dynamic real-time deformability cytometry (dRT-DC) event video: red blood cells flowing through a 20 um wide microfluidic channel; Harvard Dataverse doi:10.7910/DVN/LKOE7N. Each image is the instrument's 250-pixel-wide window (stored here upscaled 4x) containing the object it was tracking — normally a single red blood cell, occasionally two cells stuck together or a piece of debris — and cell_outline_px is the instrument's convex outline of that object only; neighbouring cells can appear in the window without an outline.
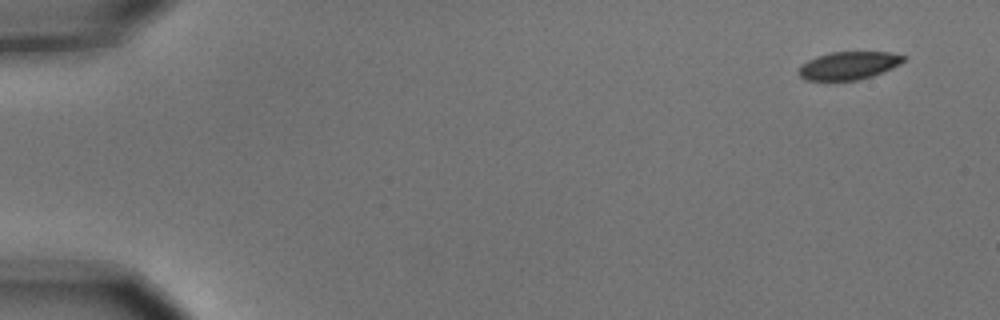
{"species": "common noctule bat (a hibernating species)", "species_latin": "Nyctalus noctula", "temperature_condition": "cold", "stored_images_in_passage": 4, "camera_frame_rate_fps": 3000, "um_per_image_px": 0.085, "animal": {"sex": "male", "body_mass_g": 15.6}, "frame": {"image": 1, "passage_image": 1, "time_ms": 0.0, "image_size_px": [1000, 320], "cell_outline_px": [[908, 56], [900, 64], [892, 68], [872, 76], [856, 80], [804, 80], [796, 72], [800, 64], [816, 56], [832, 52], [892, 52]], "centroid_in_image_um": [72.12, 5.56], "position_along_channel_um": 12.9, "area_um2": 17.22}}
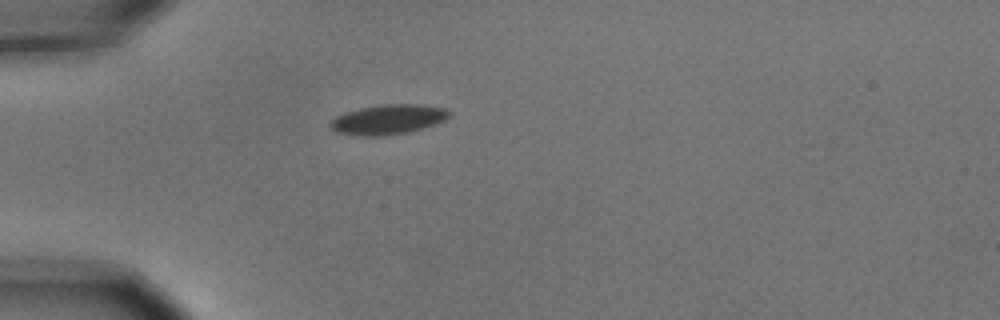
{"frame": {"image": 2, "passage_image": 4, "time_ms": 1.0, "image_size_px": [1000, 320], "cell_outline_px": [[452, 116], [444, 120], [408, 132], [380, 136], [364, 136], [336, 132], [328, 124], [336, 116], [344, 112], [360, 108], [380, 104], [420, 104], [444, 108], [452, 112]], "centroid_in_image_um": [32.98, 10.14], "position_along_channel_um": 52.0, "area_um2": 20.58}}